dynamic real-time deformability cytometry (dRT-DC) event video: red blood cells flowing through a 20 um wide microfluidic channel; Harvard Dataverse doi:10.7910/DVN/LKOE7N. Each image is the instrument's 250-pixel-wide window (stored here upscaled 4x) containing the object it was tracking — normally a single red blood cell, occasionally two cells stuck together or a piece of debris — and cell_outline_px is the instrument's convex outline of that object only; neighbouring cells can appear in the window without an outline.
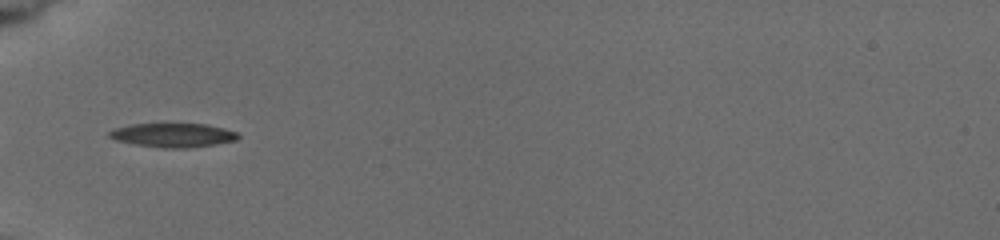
{"species": "common noctule bat (a hibernating species)", "species_latin": "Nyctalus noctula", "temperature_condition": "cold", "stored_images_in_passage": 7, "segment_of_instrument_passage": [2, 2], "camera_frame_rate_fps": 3000, "um_per_image_px": 0.085, "animal": {"sex": "female", "body_mass_g": 19.5, "forearm_length_mm": 54.1}, "frame": {"image": 1, "passage_image": 7, "time_ms": 5.667, "image_size_px": [1000, 240], "cell_outline_px": [[240, 136], [236, 140], [216, 144], [188, 148], [164, 148], [136, 144], [116, 140], [108, 136], [108, 132], [116, 128], [132, 124], [204, 124], [224, 128], [236, 132]], "centroid_in_image_um": [14.72, 11.49], "position_along_channel_um": 70.3, "area_um2": 17.8}}